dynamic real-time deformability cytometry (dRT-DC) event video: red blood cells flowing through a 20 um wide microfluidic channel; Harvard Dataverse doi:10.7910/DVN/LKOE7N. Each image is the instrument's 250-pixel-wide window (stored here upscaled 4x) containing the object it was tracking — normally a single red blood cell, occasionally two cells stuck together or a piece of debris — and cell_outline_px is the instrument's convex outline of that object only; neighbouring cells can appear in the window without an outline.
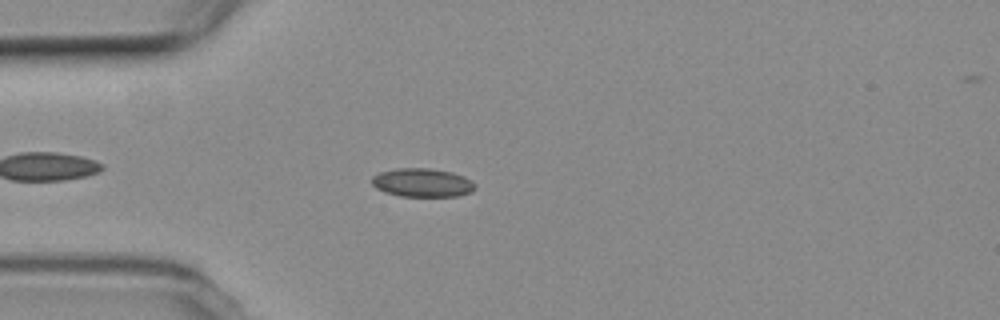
{"species": "common noctule bat (a hibernating species)", "species_latin": "Nyctalus noctula", "temperature_condition": "room temperature", "stored_images_in_passage": 46, "camera_frame_rate_fps": 3000, "um_per_image_px": 0.085, "animal": {"sex": "female", "body_mass_g": 19.3, "forearm_length_mm": 54.1}, "frame": {"image": 1, "passage_image": 6, "time_ms": 1.667, "image_size_px": [1000, 320], "cell_outline_px": [[476, 188], [472, 192], [460, 196], [400, 196], [384, 192], [376, 188], [372, 184], [372, 176], [380, 172], [396, 168], [428, 168], [452, 172], [464, 176], [476, 184]], "centroid_in_image_um": [35.91, 15.53], "position_along_channel_um": 49.1, "area_um2": 17.34}}
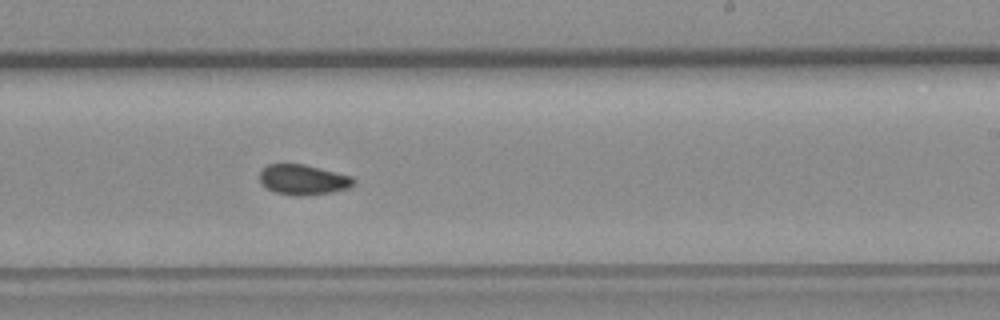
{"frame": {"image": 2, "passage_image": 24, "time_ms": 7.667, "image_size_px": [1000, 320], "cell_outline_px": [[356, 184], [348, 188], [332, 192], [304, 196], [292, 196], [276, 192], [268, 188], [260, 180], [260, 172], [268, 164], [304, 164], [352, 176], [356, 180]], "centroid_in_image_um": [25.81, 15.28], "position_along_channel_um": 263.2, "area_um2": 16.53}}
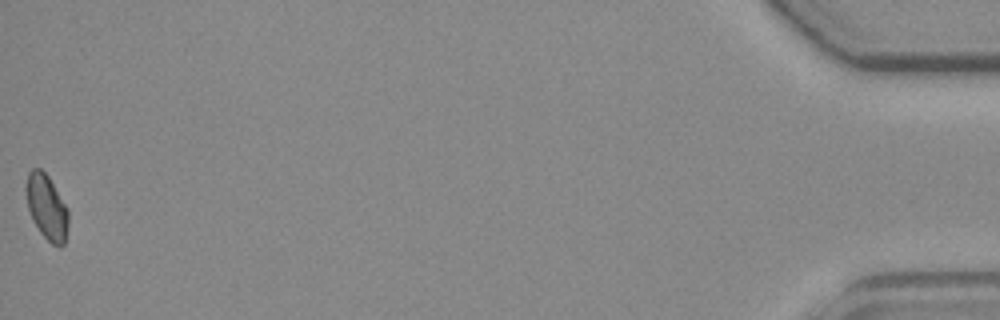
{"frame": {"image": 3, "passage_image": 46, "time_ms": 15.0, "image_size_px": [1000, 320], "cell_outline_px": [[68, 224], [64, 244], [60, 248], [52, 244], [40, 232], [32, 220], [28, 208], [24, 188], [28, 172], [32, 168], [40, 168], [48, 176], [68, 208]], "centroid_in_image_um": [3.95, 17.59], "position_along_channel_um": 431.2, "area_um2": 16.18}, "authors_computed_cell_mechanics": {"area_um2": 16.5886, "velocity_mm_per_s": 3.7453, "shape_relaxation_time_tau1_ms": null, "shape_relaxation_time_tau2_ms": 3.0682, "deformation_change_tau1": null, "deformation_change_tau2": 0.0673}}